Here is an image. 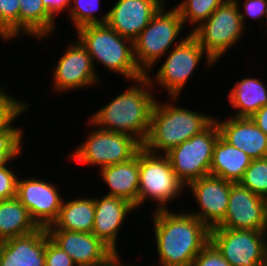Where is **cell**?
<instances>
[{
    "label": "cell",
    "instance_id": "74e56055",
    "mask_svg": "<svg viewBox=\"0 0 267 266\" xmlns=\"http://www.w3.org/2000/svg\"><path fill=\"white\" fill-rule=\"evenodd\" d=\"M250 118L267 135V105L261 107Z\"/></svg>",
    "mask_w": 267,
    "mask_h": 266
},
{
    "label": "cell",
    "instance_id": "836d02e7",
    "mask_svg": "<svg viewBox=\"0 0 267 266\" xmlns=\"http://www.w3.org/2000/svg\"><path fill=\"white\" fill-rule=\"evenodd\" d=\"M9 166L0 168V201L16 197L18 175Z\"/></svg>",
    "mask_w": 267,
    "mask_h": 266
},
{
    "label": "cell",
    "instance_id": "8992f818",
    "mask_svg": "<svg viewBox=\"0 0 267 266\" xmlns=\"http://www.w3.org/2000/svg\"><path fill=\"white\" fill-rule=\"evenodd\" d=\"M185 188L166 155L150 153L143 147L139 150L138 208L151 199L157 204L155 211L167 210L169 202L181 196Z\"/></svg>",
    "mask_w": 267,
    "mask_h": 266
},
{
    "label": "cell",
    "instance_id": "603a6c76",
    "mask_svg": "<svg viewBox=\"0 0 267 266\" xmlns=\"http://www.w3.org/2000/svg\"><path fill=\"white\" fill-rule=\"evenodd\" d=\"M95 220L94 198L85 197L62 202L57 219L46 230L92 233Z\"/></svg>",
    "mask_w": 267,
    "mask_h": 266
},
{
    "label": "cell",
    "instance_id": "484cf974",
    "mask_svg": "<svg viewBox=\"0 0 267 266\" xmlns=\"http://www.w3.org/2000/svg\"><path fill=\"white\" fill-rule=\"evenodd\" d=\"M19 5V35L24 33L40 40L54 34L56 21L48 14L42 0H19Z\"/></svg>",
    "mask_w": 267,
    "mask_h": 266
},
{
    "label": "cell",
    "instance_id": "4fadbf2b",
    "mask_svg": "<svg viewBox=\"0 0 267 266\" xmlns=\"http://www.w3.org/2000/svg\"><path fill=\"white\" fill-rule=\"evenodd\" d=\"M216 227L267 231V199L231 182L226 216Z\"/></svg>",
    "mask_w": 267,
    "mask_h": 266
},
{
    "label": "cell",
    "instance_id": "8d00e7d4",
    "mask_svg": "<svg viewBox=\"0 0 267 266\" xmlns=\"http://www.w3.org/2000/svg\"><path fill=\"white\" fill-rule=\"evenodd\" d=\"M42 2L48 14L54 20H56L57 15L64 12V10L69 11L71 6V0H42Z\"/></svg>",
    "mask_w": 267,
    "mask_h": 266
},
{
    "label": "cell",
    "instance_id": "7a4b0ae2",
    "mask_svg": "<svg viewBox=\"0 0 267 266\" xmlns=\"http://www.w3.org/2000/svg\"><path fill=\"white\" fill-rule=\"evenodd\" d=\"M132 86L95 112L90 126L134 137L142 146L150 130L151 115L157 99L147 76L133 80ZM96 126V127H95Z\"/></svg>",
    "mask_w": 267,
    "mask_h": 266
},
{
    "label": "cell",
    "instance_id": "277c9868",
    "mask_svg": "<svg viewBox=\"0 0 267 266\" xmlns=\"http://www.w3.org/2000/svg\"><path fill=\"white\" fill-rule=\"evenodd\" d=\"M78 40L92 58L105 69L131 82L144 76L134 59L133 41L122 37L108 24L85 25L77 30Z\"/></svg>",
    "mask_w": 267,
    "mask_h": 266
},
{
    "label": "cell",
    "instance_id": "d4e9b609",
    "mask_svg": "<svg viewBox=\"0 0 267 266\" xmlns=\"http://www.w3.org/2000/svg\"><path fill=\"white\" fill-rule=\"evenodd\" d=\"M38 228L16 197L0 201V242L30 234Z\"/></svg>",
    "mask_w": 267,
    "mask_h": 266
},
{
    "label": "cell",
    "instance_id": "ba28073f",
    "mask_svg": "<svg viewBox=\"0 0 267 266\" xmlns=\"http://www.w3.org/2000/svg\"><path fill=\"white\" fill-rule=\"evenodd\" d=\"M186 35L187 37L179 45L172 48L167 56L165 55L166 59L154 77H150V73L146 74L151 86L155 88L160 85L162 89L168 91L169 97L179 98L181 96V91L184 90V86L186 87L192 73L197 69L196 67L200 66L199 63L204 54L207 61L204 62L208 67L217 63L190 33Z\"/></svg>",
    "mask_w": 267,
    "mask_h": 266
},
{
    "label": "cell",
    "instance_id": "8fae6325",
    "mask_svg": "<svg viewBox=\"0 0 267 266\" xmlns=\"http://www.w3.org/2000/svg\"><path fill=\"white\" fill-rule=\"evenodd\" d=\"M267 231L210 229V242L231 266L267 264Z\"/></svg>",
    "mask_w": 267,
    "mask_h": 266
},
{
    "label": "cell",
    "instance_id": "5b68a950",
    "mask_svg": "<svg viewBox=\"0 0 267 266\" xmlns=\"http://www.w3.org/2000/svg\"><path fill=\"white\" fill-rule=\"evenodd\" d=\"M164 9L163 5L133 41L134 59L144 75L160 62L159 59H162L170 48L179 45L187 37L185 35L175 43L183 31V20L175 7L169 11Z\"/></svg>",
    "mask_w": 267,
    "mask_h": 266
},
{
    "label": "cell",
    "instance_id": "d6986e66",
    "mask_svg": "<svg viewBox=\"0 0 267 266\" xmlns=\"http://www.w3.org/2000/svg\"><path fill=\"white\" fill-rule=\"evenodd\" d=\"M46 228L0 242V266H45Z\"/></svg>",
    "mask_w": 267,
    "mask_h": 266
},
{
    "label": "cell",
    "instance_id": "1f68e13d",
    "mask_svg": "<svg viewBox=\"0 0 267 266\" xmlns=\"http://www.w3.org/2000/svg\"><path fill=\"white\" fill-rule=\"evenodd\" d=\"M191 266H231L217 248L209 242L194 258Z\"/></svg>",
    "mask_w": 267,
    "mask_h": 266
},
{
    "label": "cell",
    "instance_id": "cb8c5ba5",
    "mask_svg": "<svg viewBox=\"0 0 267 266\" xmlns=\"http://www.w3.org/2000/svg\"><path fill=\"white\" fill-rule=\"evenodd\" d=\"M230 106L234 117H251L261 107L267 105V87L259 78H243L229 90Z\"/></svg>",
    "mask_w": 267,
    "mask_h": 266
},
{
    "label": "cell",
    "instance_id": "ffe728a7",
    "mask_svg": "<svg viewBox=\"0 0 267 266\" xmlns=\"http://www.w3.org/2000/svg\"><path fill=\"white\" fill-rule=\"evenodd\" d=\"M229 118V119H228ZM216 121L220 136L232 146L244 151L252 159L267 157V135L250 117H228Z\"/></svg>",
    "mask_w": 267,
    "mask_h": 266
},
{
    "label": "cell",
    "instance_id": "f546056e",
    "mask_svg": "<svg viewBox=\"0 0 267 266\" xmlns=\"http://www.w3.org/2000/svg\"><path fill=\"white\" fill-rule=\"evenodd\" d=\"M239 183L254 194L267 199V157L253 159Z\"/></svg>",
    "mask_w": 267,
    "mask_h": 266
},
{
    "label": "cell",
    "instance_id": "e575fe53",
    "mask_svg": "<svg viewBox=\"0 0 267 266\" xmlns=\"http://www.w3.org/2000/svg\"><path fill=\"white\" fill-rule=\"evenodd\" d=\"M23 139H0V168L23 154Z\"/></svg>",
    "mask_w": 267,
    "mask_h": 266
},
{
    "label": "cell",
    "instance_id": "6da1fadb",
    "mask_svg": "<svg viewBox=\"0 0 267 266\" xmlns=\"http://www.w3.org/2000/svg\"><path fill=\"white\" fill-rule=\"evenodd\" d=\"M154 237L159 266H191L210 242V229L191 213L153 211Z\"/></svg>",
    "mask_w": 267,
    "mask_h": 266
},
{
    "label": "cell",
    "instance_id": "7402d4cb",
    "mask_svg": "<svg viewBox=\"0 0 267 266\" xmlns=\"http://www.w3.org/2000/svg\"><path fill=\"white\" fill-rule=\"evenodd\" d=\"M253 159L219 136L213 150L210 174L237 183Z\"/></svg>",
    "mask_w": 267,
    "mask_h": 266
},
{
    "label": "cell",
    "instance_id": "9c48e42d",
    "mask_svg": "<svg viewBox=\"0 0 267 266\" xmlns=\"http://www.w3.org/2000/svg\"><path fill=\"white\" fill-rule=\"evenodd\" d=\"M220 131L214 120L206 129L192 136L165 155L177 178L185 185L210 174L214 146Z\"/></svg>",
    "mask_w": 267,
    "mask_h": 266
},
{
    "label": "cell",
    "instance_id": "e0dca14e",
    "mask_svg": "<svg viewBox=\"0 0 267 266\" xmlns=\"http://www.w3.org/2000/svg\"><path fill=\"white\" fill-rule=\"evenodd\" d=\"M165 0H118L108 11L107 24L134 41L165 4Z\"/></svg>",
    "mask_w": 267,
    "mask_h": 266
},
{
    "label": "cell",
    "instance_id": "f1b7e54d",
    "mask_svg": "<svg viewBox=\"0 0 267 266\" xmlns=\"http://www.w3.org/2000/svg\"><path fill=\"white\" fill-rule=\"evenodd\" d=\"M99 6L100 0H71L68 17L75 30L85 25L107 24L108 12L101 17L95 15Z\"/></svg>",
    "mask_w": 267,
    "mask_h": 266
},
{
    "label": "cell",
    "instance_id": "30bf717a",
    "mask_svg": "<svg viewBox=\"0 0 267 266\" xmlns=\"http://www.w3.org/2000/svg\"><path fill=\"white\" fill-rule=\"evenodd\" d=\"M143 146L132 136L100 128L90 131L71 158L100 169L131 160Z\"/></svg>",
    "mask_w": 267,
    "mask_h": 266
},
{
    "label": "cell",
    "instance_id": "44dd1931",
    "mask_svg": "<svg viewBox=\"0 0 267 266\" xmlns=\"http://www.w3.org/2000/svg\"><path fill=\"white\" fill-rule=\"evenodd\" d=\"M100 176L110 190L107 195L126 199L138 208L139 152L127 162L102 168Z\"/></svg>",
    "mask_w": 267,
    "mask_h": 266
},
{
    "label": "cell",
    "instance_id": "52a82bcc",
    "mask_svg": "<svg viewBox=\"0 0 267 266\" xmlns=\"http://www.w3.org/2000/svg\"><path fill=\"white\" fill-rule=\"evenodd\" d=\"M240 5V0H226L206 21L190 31L215 62L240 41L246 30Z\"/></svg>",
    "mask_w": 267,
    "mask_h": 266
},
{
    "label": "cell",
    "instance_id": "4316f807",
    "mask_svg": "<svg viewBox=\"0 0 267 266\" xmlns=\"http://www.w3.org/2000/svg\"><path fill=\"white\" fill-rule=\"evenodd\" d=\"M22 101L6 94L5 89L0 91V139H23V129L13 126L15 119L30 106Z\"/></svg>",
    "mask_w": 267,
    "mask_h": 266
},
{
    "label": "cell",
    "instance_id": "5bb4252c",
    "mask_svg": "<svg viewBox=\"0 0 267 266\" xmlns=\"http://www.w3.org/2000/svg\"><path fill=\"white\" fill-rule=\"evenodd\" d=\"M34 178L17 179L16 198L38 227L47 228L57 219L64 199L55 184Z\"/></svg>",
    "mask_w": 267,
    "mask_h": 266
},
{
    "label": "cell",
    "instance_id": "9a60e30c",
    "mask_svg": "<svg viewBox=\"0 0 267 266\" xmlns=\"http://www.w3.org/2000/svg\"><path fill=\"white\" fill-rule=\"evenodd\" d=\"M76 266H113L120 258L93 233L47 230Z\"/></svg>",
    "mask_w": 267,
    "mask_h": 266
},
{
    "label": "cell",
    "instance_id": "d6a6232c",
    "mask_svg": "<svg viewBox=\"0 0 267 266\" xmlns=\"http://www.w3.org/2000/svg\"><path fill=\"white\" fill-rule=\"evenodd\" d=\"M45 266H76L73 259L51 239L46 243Z\"/></svg>",
    "mask_w": 267,
    "mask_h": 266
},
{
    "label": "cell",
    "instance_id": "3957f363",
    "mask_svg": "<svg viewBox=\"0 0 267 266\" xmlns=\"http://www.w3.org/2000/svg\"><path fill=\"white\" fill-rule=\"evenodd\" d=\"M169 100L172 102L160 103L157 99L152 111L150 130L143 148L153 154L165 155L171 149L202 132L216 117L177 106L174 102L178 101V97H170Z\"/></svg>",
    "mask_w": 267,
    "mask_h": 266
},
{
    "label": "cell",
    "instance_id": "83f0119b",
    "mask_svg": "<svg viewBox=\"0 0 267 266\" xmlns=\"http://www.w3.org/2000/svg\"><path fill=\"white\" fill-rule=\"evenodd\" d=\"M226 0H183L175 5L184 26L191 24L194 29L206 21L210 15ZM197 25V26H195Z\"/></svg>",
    "mask_w": 267,
    "mask_h": 266
},
{
    "label": "cell",
    "instance_id": "ac0fdd59",
    "mask_svg": "<svg viewBox=\"0 0 267 266\" xmlns=\"http://www.w3.org/2000/svg\"><path fill=\"white\" fill-rule=\"evenodd\" d=\"M95 220L92 233L106 244L119 258L117 240L119 230L135 207L126 199L106 195L94 198ZM126 217V218H125Z\"/></svg>",
    "mask_w": 267,
    "mask_h": 266
},
{
    "label": "cell",
    "instance_id": "f35d334b",
    "mask_svg": "<svg viewBox=\"0 0 267 266\" xmlns=\"http://www.w3.org/2000/svg\"><path fill=\"white\" fill-rule=\"evenodd\" d=\"M266 1V14H265V19H266V23H267V0H265ZM267 26V25H266Z\"/></svg>",
    "mask_w": 267,
    "mask_h": 266
},
{
    "label": "cell",
    "instance_id": "7c38bea8",
    "mask_svg": "<svg viewBox=\"0 0 267 266\" xmlns=\"http://www.w3.org/2000/svg\"><path fill=\"white\" fill-rule=\"evenodd\" d=\"M92 58L80 41L69 44L53 71L52 85L57 93L98 85Z\"/></svg>",
    "mask_w": 267,
    "mask_h": 266
},
{
    "label": "cell",
    "instance_id": "d590c367",
    "mask_svg": "<svg viewBox=\"0 0 267 266\" xmlns=\"http://www.w3.org/2000/svg\"><path fill=\"white\" fill-rule=\"evenodd\" d=\"M242 4L244 13L242 12V10H240V16L245 27H247L245 25L246 23L245 21L248 16L250 18H253L254 20L260 19L259 20L260 22L265 19V14H266L265 0H245Z\"/></svg>",
    "mask_w": 267,
    "mask_h": 266
},
{
    "label": "cell",
    "instance_id": "2e32d148",
    "mask_svg": "<svg viewBox=\"0 0 267 266\" xmlns=\"http://www.w3.org/2000/svg\"><path fill=\"white\" fill-rule=\"evenodd\" d=\"M186 188L191 189L199 209L190 213L209 229L218 226L226 216L231 182L208 174L190 182Z\"/></svg>",
    "mask_w": 267,
    "mask_h": 266
},
{
    "label": "cell",
    "instance_id": "4dcf8cb0",
    "mask_svg": "<svg viewBox=\"0 0 267 266\" xmlns=\"http://www.w3.org/2000/svg\"><path fill=\"white\" fill-rule=\"evenodd\" d=\"M19 0H0V39L11 41L19 36Z\"/></svg>",
    "mask_w": 267,
    "mask_h": 266
}]
</instances>
